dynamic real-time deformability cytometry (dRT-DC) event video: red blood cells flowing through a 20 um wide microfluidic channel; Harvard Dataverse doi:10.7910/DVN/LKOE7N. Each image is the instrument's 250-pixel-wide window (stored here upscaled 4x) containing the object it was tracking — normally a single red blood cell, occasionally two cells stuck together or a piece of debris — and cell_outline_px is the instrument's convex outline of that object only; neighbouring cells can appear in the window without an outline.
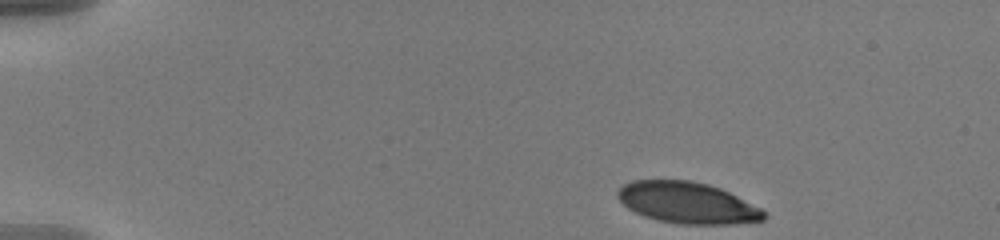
{"species": "human", "species_latin": "Homo sapiens", "temperature_condition": "warm", "stored_images_in_passage": 48, "camera_frame_rate_fps": 3000, "um_per_image_px": 0.085, "donor": {"sex": "male"}, "frame": {"image": 1, "passage_image": 1, "time_ms": 0.0, "image_size_px": [1000, 240], "cell_outline_px": [[768, 216], [764, 220], [736, 224], [680, 224], [660, 220], [644, 216], [628, 208], [616, 196], [616, 192], [624, 184], [632, 180], [692, 180], [708, 184], [720, 188], [760, 208]], "centroid_in_image_um": [58.42, 17.23], "position_along_channel_um": 26.6, "area_um2": 35.08}}
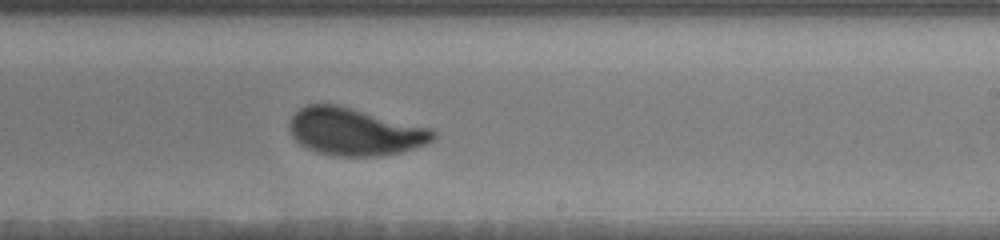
{"frame": {"image": 2, "passage_image": 28, "time_ms": 9.0, "image_size_px": [1000, 240], "cell_outline_px": [[436, 136], [428, 144], [400, 152], [384, 156], [332, 156], [316, 152], [300, 144], [292, 136], [288, 124], [292, 116], [300, 108], [308, 104], [336, 104], [432, 128], [436, 132]], "centroid_in_image_um": [30.17, 11.2], "position_along_channel_um": 258.8, "area_um2": 39.88}}
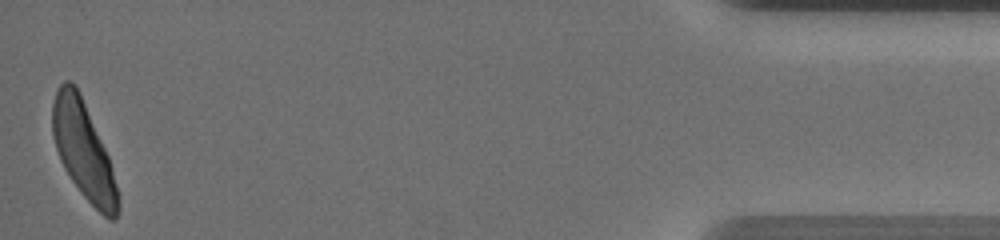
{"frame": {"image": 3, "passage_image": 48, "time_ms": 15.667, "image_size_px": [1000, 240], "cell_outline_px": [[120, 208], [116, 216], [112, 220], [108, 220], [80, 192], [64, 168], [60, 160], [52, 136], [52, 104], [56, 88], [64, 80], [68, 80], [80, 92], [108, 156], [120, 200]], "centroid_in_image_um": [7.07, 12.78], "position_along_channel_um": 428.1, "area_um2": 36.65}, "authors_computed_cell_mechanics": {"area_um2": 38.8705, "velocity_mm_per_s": 3.6392, "shape_relaxation_time_tau1_ms": 3.9269, "shape_relaxation_time_tau2_ms": null, "deformation_change_tau1": 0.165, "deformation_change_tau2": null}}